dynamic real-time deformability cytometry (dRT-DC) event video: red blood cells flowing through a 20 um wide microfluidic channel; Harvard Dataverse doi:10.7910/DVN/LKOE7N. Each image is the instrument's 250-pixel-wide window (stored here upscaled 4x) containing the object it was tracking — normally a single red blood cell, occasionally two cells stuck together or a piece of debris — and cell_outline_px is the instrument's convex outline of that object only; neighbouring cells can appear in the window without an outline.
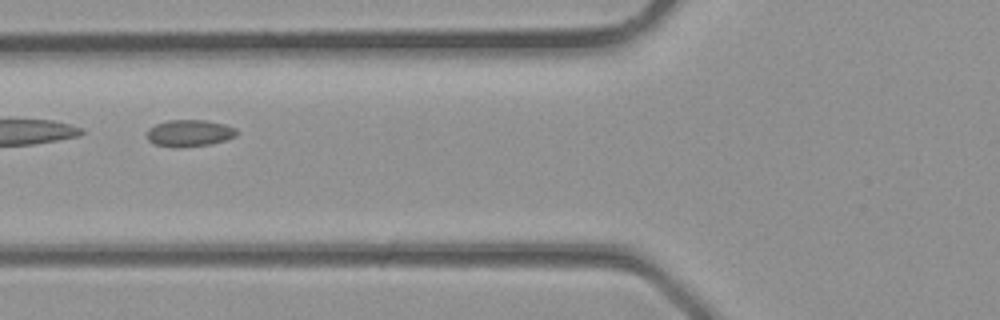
{"species": "common noctule bat (a hibernating species)", "species_latin": "Nyctalus noctula", "temperature_condition": "room temperature", "stored_images_in_passage": 2, "camera_frame_rate_fps": 3000, "um_per_image_px": 0.085, "animal": {"sex": "male", "body_mass_g": 23.1, "forearm_length_mm": 52.7}, "frame": {"image": 1, "passage_image": 2, "time_ms": 0.333, "image_size_px": [1000, 320], "cell_outline_px": [[240, 132], [236, 136], [224, 140], [208, 144], [156, 144], [148, 140], [148, 128], [156, 124], [168, 120], [204, 120], [224, 124], [236, 128]], "centroid_in_image_um": [16.16, 11.25], "position_along_channel_um": 109.6, "area_um2": 13.18}}